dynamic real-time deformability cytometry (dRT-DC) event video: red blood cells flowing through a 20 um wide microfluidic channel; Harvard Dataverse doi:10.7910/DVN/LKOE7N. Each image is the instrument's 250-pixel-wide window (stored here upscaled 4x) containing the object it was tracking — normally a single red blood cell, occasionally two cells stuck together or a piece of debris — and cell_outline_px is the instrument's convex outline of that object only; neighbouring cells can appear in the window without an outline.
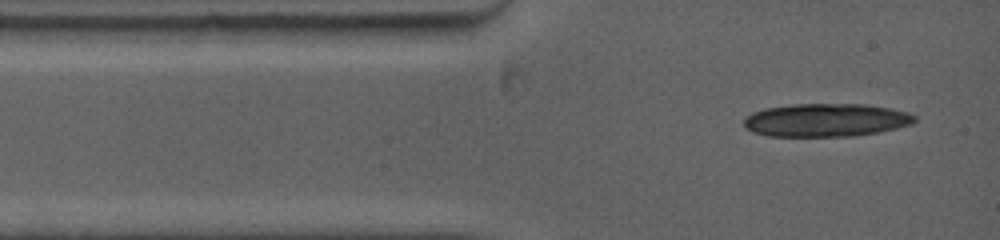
{"species": "common noctule bat (a hibernating species)", "species_latin": "Nyctalus noctula", "temperature_condition": "warm", "stored_images_in_passage": 1, "camera_frame_rate_fps": 5000, "um_per_image_px": 0.085, "animal": {"sex": "female", "body_mass_g": 19.0, "forearm_length_mm": 53.3}, "frame": {"image": 1, "passage_image": 1, "time_ms": 0.0, "image_size_px": [1000, 240], "cell_outline_px": [[916, 120], [912, 124], [896, 128], [876, 132], [852, 136], [768, 136], [752, 132], [744, 128], [744, 120], [752, 112], [764, 108], [796, 104], [864, 104], [888, 108], [908, 112], [916, 116]], "centroid_in_image_um": [70.18, 10.21], "position_along_channel_um": 14.8, "area_um2": 32.95}}